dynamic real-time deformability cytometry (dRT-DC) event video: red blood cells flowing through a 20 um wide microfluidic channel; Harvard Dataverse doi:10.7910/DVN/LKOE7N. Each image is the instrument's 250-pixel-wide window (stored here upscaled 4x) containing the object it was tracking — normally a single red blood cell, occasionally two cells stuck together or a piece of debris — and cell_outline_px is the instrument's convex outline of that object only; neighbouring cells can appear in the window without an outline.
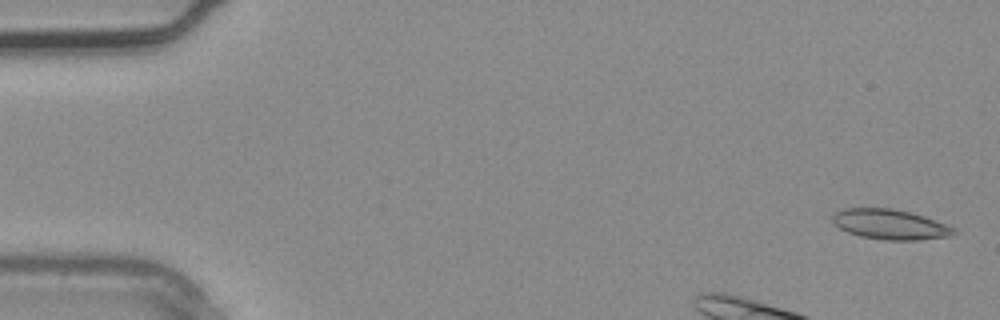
{"species": "common noctule bat (a hibernating species)", "species_latin": "Nyctalus noctula", "temperature_condition": "warm", "stored_images_in_passage": 4, "camera_frame_rate_fps": 3000, "um_per_image_px": 0.085, "animal": {"sex": "male", "body_mass_g": 20.4}, "frame": {"image": 1, "passage_image": 1, "time_ms": 0.0, "image_size_px": [1000, 320], "cell_outline_px": [[960, 232], [952, 236], [916, 240], [884, 240], [860, 236], [848, 232], [832, 224], [832, 212], [844, 208], [892, 208], [912, 212], [924, 216], [944, 224]], "centroid_in_image_um": [75.62, 19.07], "position_along_channel_um": 9.4, "area_um2": 21.44}}